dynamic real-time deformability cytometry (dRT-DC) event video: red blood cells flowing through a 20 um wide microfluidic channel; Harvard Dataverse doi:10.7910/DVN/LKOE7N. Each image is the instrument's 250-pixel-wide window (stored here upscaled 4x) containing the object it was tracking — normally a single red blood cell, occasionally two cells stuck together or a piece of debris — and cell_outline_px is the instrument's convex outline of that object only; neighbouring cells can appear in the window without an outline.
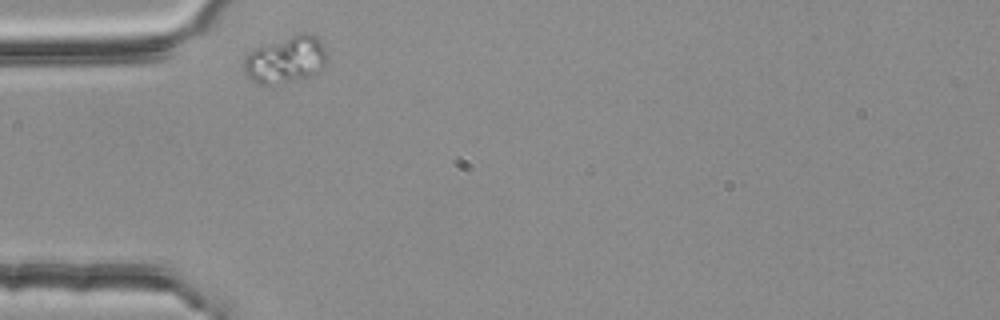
{"species": "common noctule bat (a hibernating species)", "species_latin": "Nyctalus noctula", "temperature_condition": "room temperature", "stored_images_in_passage": 33, "camera_frame_rate_fps": 3000, "um_per_image_px": 0.085, "animal": {"sex": "female", "body_mass_g": 25.1}, "frame": {"image": 1, "passage_image": 1, "time_ms": 0.0, "image_size_px": [1000, 320], "cell_outline_px": [[324, 68], [320, 72], [312, 76], [284, 84], [260, 84], [252, 80], [248, 76], [244, 68], [244, 60], [252, 48], [300, 32], [308, 32], [316, 36], [324, 44]], "centroid_in_image_um": [24.3, 5.07], "position_along_channel_um": 60.7, "area_um2": 23.0}}
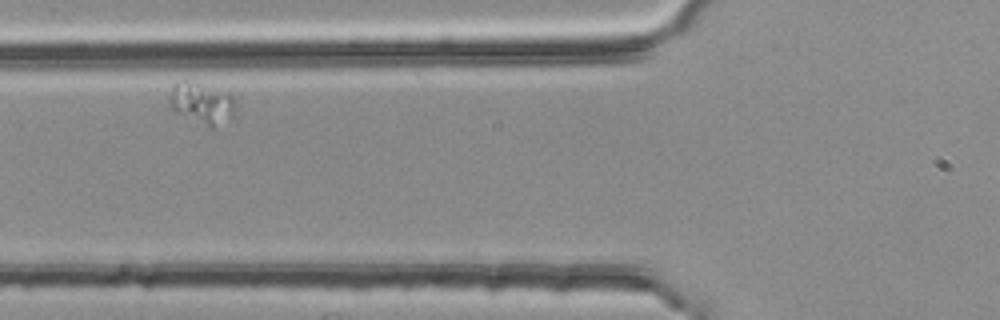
{"frame": {"image": 2, "passage_image": 6, "time_ms": 1.667, "image_size_px": [1000, 320], "cell_outline_px": [[236, 108], [232, 116], [212, 128], [176, 112], [168, 104], [168, 96], [172, 84], [184, 80], [188, 80], [228, 92], [236, 100]], "centroid_in_image_um": [17.13, 8.73], "position_along_channel_um": 108.7, "area_um2": 15.9}}